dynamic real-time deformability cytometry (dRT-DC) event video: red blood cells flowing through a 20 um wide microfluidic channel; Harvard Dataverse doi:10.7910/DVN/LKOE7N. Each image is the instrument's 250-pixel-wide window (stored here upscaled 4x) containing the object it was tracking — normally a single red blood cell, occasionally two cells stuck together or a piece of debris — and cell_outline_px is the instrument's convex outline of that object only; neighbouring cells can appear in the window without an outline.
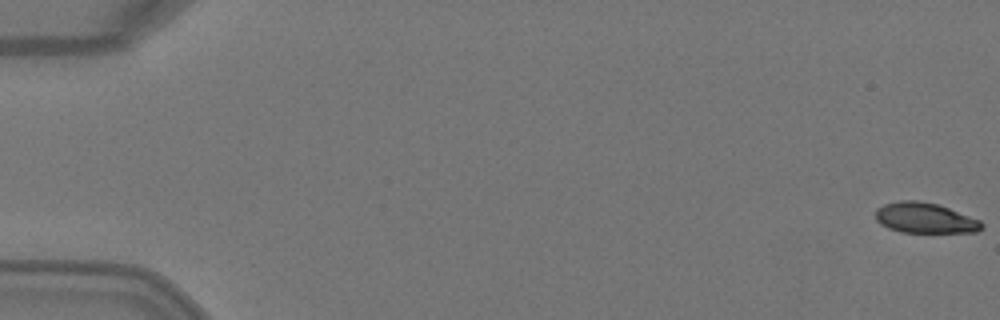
{"species": "Egyptian fruit bat (a non-hibernating species)", "species_latin": "Rousettus aegyptiacus", "temperature_condition": "warm", "stored_images_in_passage": 6, "camera_frame_rate_fps": 3000, "um_per_image_px": 0.085, "animal": {"sex": "female"}, "frame": {"image": 1, "passage_image": 1, "time_ms": 0.0, "image_size_px": [1000, 320], "cell_outline_px": [[984, 224], [976, 232], [900, 232], [888, 228], [880, 224], [876, 220], [876, 208], [884, 204], [900, 200], [916, 200], [936, 204], [948, 208], [980, 220]], "centroid_in_image_um": [78.58, 18.53], "position_along_channel_um": 6.4, "area_um2": 18.67}}
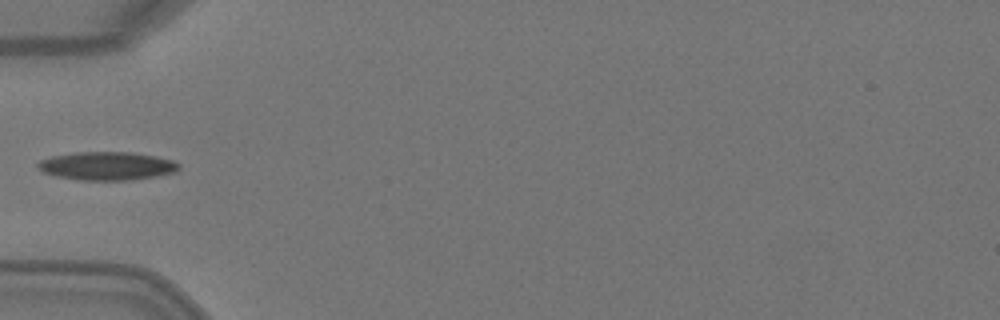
{"frame": {"image": 2, "passage_image": 5, "time_ms": 1.333, "image_size_px": [1000, 320], "cell_outline_px": [[180, 168], [176, 172], [156, 176], [128, 180], [80, 180], [56, 176], [44, 172], [36, 168], [36, 164], [40, 160], [52, 156], [76, 152], [132, 152], [156, 156], [172, 160], [180, 164]], "centroid_in_image_um": [9.09, 14.1], "position_along_channel_um": 75.9, "area_um2": 23.35}}